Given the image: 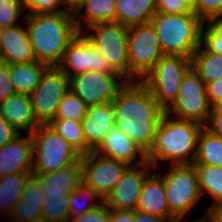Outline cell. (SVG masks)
Segmentation results:
<instances>
[{
  "mask_svg": "<svg viewBox=\"0 0 222 222\" xmlns=\"http://www.w3.org/2000/svg\"><path fill=\"white\" fill-rule=\"evenodd\" d=\"M87 111L85 103L70 89L61 98L55 119H67L81 122Z\"/></svg>",
  "mask_w": 222,
  "mask_h": 222,
  "instance_id": "34",
  "label": "cell"
},
{
  "mask_svg": "<svg viewBox=\"0 0 222 222\" xmlns=\"http://www.w3.org/2000/svg\"><path fill=\"white\" fill-rule=\"evenodd\" d=\"M112 105L115 125L147 154L164 111L140 81L127 82Z\"/></svg>",
  "mask_w": 222,
  "mask_h": 222,
  "instance_id": "1",
  "label": "cell"
},
{
  "mask_svg": "<svg viewBox=\"0 0 222 222\" xmlns=\"http://www.w3.org/2000/svg\"><path fill=\"white\" fill-rule=\"evenodd\" d=\"M82 182L92 187L104 200L120 180L128 165L94 151L80 158Z\"/></svg>",
  "mask_w": 222,
  "mask_h": 222,
  "instance_id": "13",
  "label": "cell"
},
{
  "mask_svg": "<svg viewBox=\"0 0 222 222\" xmlns=\"http://www.w3.org/2000/svg\"><path fill=\"white\" fill-rule=\"evenodd\" d=\"M44 194L39 180L31 175L26 181L21 199L9 214V219H13L11 222H42Z\"/></svg>",
  "mask_w": 222,
  "mask_h": 222,
  "instance_id": "21",
  "label": "cell"
},
{
  "mask_svg": "<svg viewBox=\"0 0 222 222\" xmlns=\"http://www.w3.org/2000/svg\"><path fill=\"white\" fill-rule=\"evenodd\" d=\"M124 80L125 78L120 74L87 71L70 77L69 89L89 108L112 102L118 92L127 84V81Z\"/></svg>",
  "mask_w": 222,
  "mask_h": 222,
  "instance_id": "12",
  "label": "cell"
},
{
  "mask_svg": "<svg viewBox=\"0 0 222 222\" xmlns=\"http://www.w3.org/2000/svg\"><path fill=\"white\" fill-rule=\"evenodd\" d=\"M88 0H62L63 6L66 7L65 11L73 15L80 9V7Z\"/></svg>",
  "mask_w": 222,
  "mask_h": 222,
  "instance_id": "48",
  "label": "cell"
},
{
  "mask_svg": "<svg viewBox=\"0 0 222 222\" xmlns=\"http://www.w3.org/2000/svg\"><path fill=\"white\" fill-rule=\"evenodd\" d=\"M81 123L86 146L94 151L115 125L112 102L87 108Z\"/></svg>",
  "mask_w": 222,
  "mask_h": 222,
  "instance_id": "17",
  "label": "cell"
},
{
  "mask_svg": "<svg viewBox=\"0 0 222 222\" xmlns=\"http://www.w3.org/2000/svg\"><path fill=\"white\" fill-rule=\"evenodd\" d=\"M22 11H25L22 0H0V27L16 26Z\"/></svg>",
  "mask_w": 222,
  "mask_h": 222,
  "instance_id": "36",
  "label": "cell"
},
{
  "mask_svg": "<svg viewBox=\"0 0 222 222\" xmlns=\"http://www.w3.org/2000/svg\"><path fill=\"white\" fill-rule=\"evenodd\" d=\"M0 51L2 52L4 63L8 65L36 61L30 38L26 28H23V26L1 29Z\"/></svg>",
  "mask_w": 222,
  "mask_h": 222,
  "instance_id": "18",
  "label": "cell"
},
{
  "mask_svg": "<svg viewBox=\"0 0 222 222\" xmlns=\"http://www.w3.org/2000/svg\"><path fill=\"white\" fill-rule=\"evenodd\" d=\"M44 190L45 194H71L82 182L80 160L66 168L50 173H32Z\"/></svg>",
  "mask_w": 222,
  "mask_h": 222,
  "instance_id": "23",
  "label": "cell"
},
{
  "mask_svg": "<svg viewBox=\"0 0 222 222\" xmlns=\"http://www.w3.org/2000/svg\"><path fill=\"white\" fill-rule=\"evenodd\" d=\"M82 32L92 43L111 69L119 73L129 82V65H128V27L117 22L100 23L86 28Z\"/></svg>",
  "mask_w": 222,
  "mask_h": 222,
  "instance_id": "8",
  "label": "cell"
},
{
  "mask_svg": "<svg viewBox=\"0 0 222 222\" xmlns=\"http://www.w3.org/2000/svg\"><path fill=\"white\" fill-rule=\"evenodd\" d=\"M4 63V59H3V56H2V52L0 51V66H2Z\"/></svg>",
  "mask_w": 222,
  "mask_h": 222,
  "instance_id": "50",
  "label": "cell"
},
{
  "mask_svg": "<svg viewBox=\"0 0 222 222\" xmlns=\"http://www.w3.org/2000/svg\"><path fill=\"white\" fill-rule=\"evenodd\" d=\"M68 194H44L42 222H69Z\"/></svg>",
  "mask_w": 222,
  "mask_h": 222,
  "instance_id": "33",
  "label": "cell"
},
{
  "mask_svg": "<svg viewBox=\"0 0 222 222\" xmlns=\"http://www.w3.org/2000/svg\"><path fill=\"white\" fill-rule=\"evenodd\" d=\"M14 94L16 91L10 80L9 65L3 64L0 66V104Z\"/></svg>",
  "mask_w": 222,
  "mask_h": 222,
  "instance_id": "41",
  "label": "cell"
},
{
  "mask_svg": "<svg viewBox=\"0 0 222 222\" xmlns=\"http://www.w3.org/2000/svg\"><path fill=\"white\" fill-rule=\"evenodd\" d=\"M48 67L38 61L9 65L10 80L16 93L29 96L39 85L41 77Z\"/></svg>",
  "mask_w": 222,
  "mask_h": 222,
  "instance_id": "26",
  "label": "cell"
},
{
  "mask_svg": "<svg viewBox=\"0 0 222 222\" xmlns=\"http://www.w3.org/2000/svg\"><path fill=\"white\" fill-rule=\"evenodd\" d=\"M25 10L29 13H59L65 11L60 10L63 5L62 0H22Z\"/></svg>",
  "mask_w": 222,
  "mask_h": 222,
  "instance_id": "39",
  "label": "cell"
},
{
  "mask_svg": "<svg viewBox=\"0 0 222 222\" xmlns=\"http://www.w3.org/2000/svg\"><path fill=\"white\" fill-rule=\"evenodd\" d=\"M115 22L125 27L150 23L157 13L156 0H114Z\"/></svg>",
  "mask_w": 222,
  "mask_h": 222,
  "instance_id": "24",
  "label": "cell"
},
{
  "mask_svg": "<svg viewBox=\"0 0 222 222\" xmlns=\"http://www.w3.org/2000/svg\"><path fill=\"white\" fill-rule=\"evenodd\" d=\"M161 177L169 214L175 220H183L182 218L202 197L194 165H170L168 173Z\"/></svg>",
  "mask_w": 222,
  "mask_h": 222,
  "instance_id": "7",
  "label": "cell"
},
{
  "mask_svg": "<svg viewBox=\"0 0 222 222\" xmlns=\"http://www.w3.org/2000/svg\"><path fill=\"white\" fill-rule=\"evenodd\" d=\"M95 198L99 200V203H96ZM102 201L101 197L92 187L81 182L79 186L68 195V203L70 207L68 212L69 222H72L79 218L83 213L97 207Z\"/></svg>",
  "mask_w": 222,
  "mask_h": 222,
  "instance_id": "30",
  "label": "cell"
},
{
  "mask_svg": "<svg viewBox=\"0 0 222 222\" xmlns=\"http://www.w3.org/2000/svg\"><path fill=\"white\" fill-rule=\"evenodd\" d=\"M94 152L126 163L132 166L138 155L146 157V153L129 137H127L119 128L114 125L105 135L100 145Z\"/></svg>",
  "mask_w": 222,
  "mask_h": 222,
  "instance_id": "20",
  "label": "cell"
},
{
  "mask_svg": "<svg viewBox=\"0 0 222 222\" xmlns=\"http://www.w3.org/2000/svg\"><path fill=\"white\" fill-rule=\"evenodd\" d=\"M85 8L83 15L81 11ZM82 19H78V18ZM83 20V21H82ZM75 26L78 32H84V25L88 27L100 23L115 22L114 0H88L74 14ZM85 22V24H84Z\"/></svg>",
  "mask_w": 222,
  "mask_h": 222,
  "instance_id": "25",
  "label": "cell"
},
{
  "mask_svg": "<svg viewBox=\"0 0 222 222\" xmlns=\"http://www.w3.org/2000/svg\"><path fill=\"white\" fill-rule=\"evenodd\" d=\"M205 85L210 105L217 106L222 102V78L207 82Z\"/></svg>",
  "mask_w": 222,
  "mask_h": 222,
  "instance_id": "42",
  "label": "cell"
},
{
  "mask_svg": "<svg viewBox=\"0 0 222 222\" xmlns=\"http://www.w3.org/2000/svg\"><path fill=\"white\" fill-rule=\"evenodd\" d=\"M202 217L206 222H222V201L214 202Z\"/></svg>",
  "mask_w": 222,
  "mask_h": 222,
  "instance_id": "46",
  "label": "cell"
},
{
  "mask_svg": "<svg viewBox=\"0 0 222 222\" xmlns=\"http://www.w3.org/2000/svg\"><path fill=\"white\" fill-rule=\"evenodd\" d=\"M48 126L61 135L81 156L91 150L86 146L82 123L75 120L54 119Z\"/></svg>",
  "mask_w": 222,
  "mask_h": 222,
  "instance_id": "31",
  "label": "cell"
},
{
  "mask_svg": "<svg viewBox=\"0 0 222 222\" xmlns=\"http://www.w3.org/2000/svg\"><path fill=\"white\" fill-rule=\"evenodd\" d=\"M134 222H167L164 218L135 210Z\"/></svg>",
  "mask_w": 222,
  "mask_h": 222,
  "instance_id": "47",
  "label": "cell"
},
{
  "mask_svg": "<svg viewBox=\"0 0 222 222\" xmlns=\"http://www.w3.org/2000/svg\"><path fill=\"white\" fill-rule=\"evenodd\" d=\"M217 107L222 111V102L217 105Z\"/></svg>",
  "mask_w": 222,
  "mask_h": 222,
  "instance_id": "51",
  "label": "cell"
},
{
  "mask_svg": "<svg viewBox=\"0 0 222 222\" xmlns=\"http://www.w3.org/2000/svg\"><path fill=\"white\" fill-rule=\"evenodd\" d=\"M20 132L0 115V148L13 140Z\"/></svg>",
  "mask_w": 222,
  "mask_h": 222,
  "instance_id": "44",
  "label": "cell"
},
{
  "mask_svg": "<svg viewBox=\"0 0 222 222\" xmlns=\"http://www.w3.org/2000/svg\"><path fill=\"white\" fill-rule=\"evenodd\" d=\"M190 62L192 69L205 84L222 78V55L213 54L200 45L193 53Z\"/></svg>",
  "mask_w": 222,
  "mask_h": 222,
  "instance_id": "29",
  "label": "cell"
},
{
  "mask_svg": "<svg viewBox=\"0 0 222 222\" xmlns=\"http://www.w3.org/2000/svg\"><path fill=\"white\" fill-rule=\"evenodd\" d=\"M72 222H110L109 207L102 201L100 205L83 213Z\"/></svg>",
  "mask_w": 222,
  "mask_h": 222,
  "instance_id": "40",
  "label": "cell"
},
{
  "mask_svg": "<svg viewBox=\"0 0 222 222\" xmlns=\"http://www.w3.org/2000/svg\"><path fill=\"white\" fill-rule=\"evenodd\" d=\"M190 67L189 58L164 55L140 82L166 112L175 102L182 77Z\"/></svg>",
  "mask_w": 222,
  "mask_h": 222,
  "instance_id": "5",
  "label": "cell"
},
{
  "mask_svg": "<svg viewBox=\"0 0 222 222\" xmlns=\"http://www.w3.org/2000/svg\"><path fill=\"white\" fill-rule=\"evenodd\" d=\"M195 0H156L157 13L186 14L194 13Z\"/></svg>",
  "mask_w": 222,
  "mask_h": 222,
  "instance_id": "38",
  "label": "cell"
},
{
  "mask_svg": "<svg viewBox=\"0 0 222 222\" xmlns=\"http://www.w3.org/2000/svg\"><path fill=\"white\" fill-rule=\"evenodd\" d=\"M212 106L206 93V85L190 67L183 75L178 96L166 111L175 118L195 122L205 127Z\"/></svg>",
  "mask_w": 222,
  "mask_h": 222,
  "instance_id": "10",
  "label": "cell"
},
{
  "mask_svg": "<svg viewBox=\"0 0 222 222\" xmlns=\"http://www.w3.org/2000/svg\"><path fill=\"white\" fill-rule=\"evenodd\" d=\"M21 133L0 148V177L18 172H32L33 142L31 134Z\"/></svg>",
  "mask_w": 222,
  "mask_h": 222,
  "instance_id": "16",
  "label": "cell"
},
{
  "mask_svg": "<svg viewBox=\"0 0 222 222\" xmlns=\"http://www.w3.org/2000/svg\"><path fill=\"white\" fill-rule=\"evenodd\" d=\"M206 23L201 30V45L213 54L222 55V18Z\"/></svg>",
  "mask_w": 222,
  "mask_h": 222,
  "instance_id": "35",
  "label": "cell"
},
{
  "mask_svg": "<svg viewBox=\"0 0 222 222\" xmlns=\"http://www.w3.org/2000/svg\"><path fill=\"white\" fill-rule=\"evenodd\" d=\"M198 176L202 196L212 195L214 202L222 201V167L193 164Z\"/></svg>",
  "mask_w": 222,
  "mask_h": 222,
  "instance_id": "32",
  "label": "cell"
},
{
  "mask_svg": "<svg viewBox=\"0 0 222 222\" xmlns=\"http://www.w3.org/2000/svg\"><path fill=\"white\" fill-rule=\"evenodd\" d=\"M110 222H134L135 211L109 208Z\"/></svg>",
  "mask_w": 222,
  "mask_h": 222,
  "instance_id": "45",
  "label": "cell"
},
{
  "mask_svg": "<svg viewBox=\"0 0 222 222\" xmlns=\"http://www.w3.org/2000/svg\"><path fill=\"white\" fill-rule=\"evenodd\" d=\"M194 14L203 23L222 18V0H195Z\"/></svg>",
  "mask_w": 222,
  "mask_h": 222,
  "instance_id": "37",
  "label": "cell"
},
{
  "mask_svg": "<svg viewBox=\"0 0 222 222\" xmlns=\"http://www.w3.org/2000/svg\"><path fill=\"white\" fill-rule=\"evenodd\" d=\"M150 23L155 29L164 55L191 59L201 45V30L204 23L194 13H156Z\"/></svg>",
  "mask_w": 222,
  "mask_h": 222,
  "instance_id": "4",
  "label": "cell"
},
{
  "mask_svg": "<svg viewBox=\"0 0 222 222\" xmlns=\"http://www.w3.org/2000/svg\"><path fill=\"white\" fill-rule=\"evenodd\" d=\"M33 142L32 173H50L66 168L81 155L48 125H40L31 134Z\"/></svg>",
  "mask_w": 222,
  "mask_h": 222,
  "instance_id": "6",
  "label": "cell"
},
{
  "mask_svg": "<svg viewBox=\"0 0 222 222\" xmlns=\"http://www.w3.org/2000/svg\"><path fill=\"white\" fill-rule=\"evenodd\" d=\"M205 128L212 134L222 138V111L217 106L212 107Z\"/></svg>",
  "mask_w": 222,
  "mask_h": 222,
  "instance_id": "43",
  "label": "cell"
},
{
  "mask_svg": "<svg viewBox=\"0 0 222 222\" xmlns=\"http://www.w3.org/2000/svg\"><path fill=\"white\" fill-rule=\"evenodd\" d=\"M0 115L18 131L32 134L40 124L37 122L28 95L16 93L0 104Z\"/></svg>",
  "mask_w": 222,
  "mask_h": 222,
  "instance_id": "22",
  "label": "cell"
},
{
  "mask_svg": "<svg viewBox=\"0 0 222 222\" xmlns=\"http://www.w3.org/2000/svg\"><path fill=\"white\" fill-rule=\"evenodd\" d=\"M32 172H18L0 177V213L9 216L21 199L24 187Z\"/></svg>",
  "mask_w": 222,
  "mask_h": 222,
  "instance_id": "27",
  "label": "cell"
},
{
  "mask_svg": "<svg viewBox=\"0 0 222 222\" xmlns=\"http://www.w3.org/2000/svg\"><path fill=\"white\" fill-rule=\"evenodd\" d=\"M193 164L222 167V138L203 127L200 130Z\"/></svg>",
  "mask_w": 222,
  "mask_h": 222,
  "instance_id": "28",
  "label": "cell"
},
{
  "mask_svg": "<svg viewBox=\"0 0 222 222\" xmlns=\"http://www.w3.org/2000/svg\"><path fill=\"white\" fill-rule=\"evenodd\" d=\"M174 222H183V221L182 220H175ZM184 222H186V221H184ZM194 222H206V221H205V219L203 217H201L198 220L196 219Z\"/></svg>",
  "mask_w": 222,
  "mask_h": 222,
  "instance_id": "49",
  "label": "cell"
},
{
  "mask_svg": "<svg viewBox=\"0 0 222 222\" xmlns=\"http://www.w3.org/2000/svg\"><path fill=\"white\" fill-rule=\"evenodd\" d=\"M69 90V77L58 66H49L39 85L29 95L34 116L40 125L56 117L59 102Z\"/></svg>",
  "mask_w": 222,
  "mask_h": 222,
  "instance_id": "11",
  "label": "cell"
},
{
  "mask_svg": "<svg viewBox=\"0 0 222 222\" xmlns=\"http://www.w3.org/2000/svg\"><path fill=\"white\" fill-rule=\"evenodd\" d=\"M58 67L67 74L69 78L87 71L119 74L111 69L104 57L94 48L82 32H79L70 41Z\"/></svg>",
  "mask_w": 222,
  "mask_h": 222,
  "instance_id": "14",
  "label": "cell"
},
{
  "mask_svg": "<svg viewBox=\"0 0 222 222\" xmlns=\"http://www.w3.org/2000/svg\"><path fill=\"white\" fill-rule=\"evenodd\" d=\"M202 128L198 123L178 119L164 112L152 148L146 154L147 162L153 169L161 160H170L171 166L193 165Z\"/></svg>",
  "mask_w": 222,
  "mask_h": 222,
  "instance_id": "3",
  "label": "cell"
},
{
  "mask_svg": "<svg viewBox=\"0 0 222 222\" xmlns=\"http://www.w3.org/2000/svg\"><path fill=\"white\" fill-rule=\"evenodd\" d=\"M152 165L147 162L146 157H140L133 166H128L123 172L120 180L113 187L103 202L113 209L136 210L139 195L149 169Z\"/></svg>",
  "mask_w": 222,
  "mask_h": 222,
  "instance_id": "15",
  "label": "cell"
},
{
  "mask_svg": "<svg viewBox=\"0 0 222 222\" xmlns=\"http://www.w3.org/2000/svg\"><path fill=\"white\" fill-rule=\"evenodd\" d=\"M158 173L149 174L142 186L136 210L164 218L167 222L175 219L169 214L167 197L162 177Z\"/></svg>",
  "mask_w": 222,
  "mask_h": 222,
  "instance_id": "19",
  "label": "cell"
},
{
  "mask_svg": "<svg viewBox=\"0 0 222 222\" xmlns=\"http://www.w3.org/2000/svg\"><path fill=\"white\" fill-rule=\"evenodd\" d=\"M127 42L129 82L141 81L164 53L151 23L129 27Z\"/></svg>",
  "mask_w": 222,
  "mask_h": 222,
  "instance_id": "9",
  "label": "cell"
},
{
  "mask_svg": "<svg viewBox=\"0 0 222 222\" xmlns=\"http://www.w3.org/2000/svg\"><path fill=\"white\" fill-rule=\"evenodd\" d=\"M24 18L36 61L58 66L68 44L79 33L74 15L66 11L28 13Z\"/></svg>",
  "mask_w": 222,
  "mask_h": 222,
  "instance_id": "2",
  "label": "cell"
}]
</instances>
